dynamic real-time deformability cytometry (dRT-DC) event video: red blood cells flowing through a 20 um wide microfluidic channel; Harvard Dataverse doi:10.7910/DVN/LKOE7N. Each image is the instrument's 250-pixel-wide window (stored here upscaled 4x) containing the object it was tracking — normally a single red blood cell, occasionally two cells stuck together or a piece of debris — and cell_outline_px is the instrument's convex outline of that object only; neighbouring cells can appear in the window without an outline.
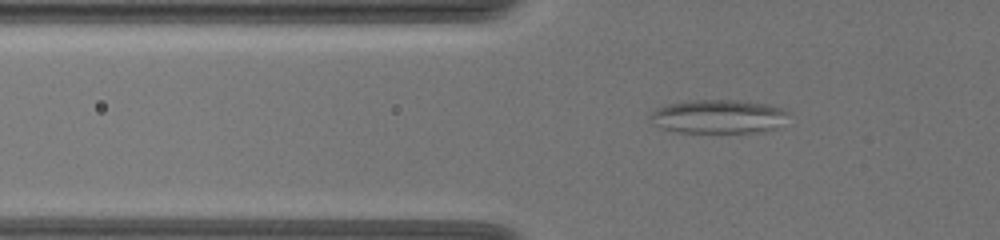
{"species": "common noctule bat (a hibernating species)", "species_latin": "Nyctalus noctula", "temperature_condition": "warm", "stored_images_in_passage": 64, "camera_frame_rate_fps": 3000, "um_per_image_px": 0.085, "animal": {"sex": "female", "body_mass_g": 19.5, "forearm_length_mm": 54.1}, "frame": {"image": 1, "passage_image": 25, "time_ms": 8.0, "image_size_px": [1000, 240], "cell_outline_px": [[792, 112], [776, 128], [764, 132], [676, 132], [652, 124], [648, 116], [656, 108], [664, 104], [688, 100], [736, 100], [768, 104], [784, 108]], "centroid_in_image_um": [61.06, 9.89], "position_along_channel_um": 64.7, "area_um2": 27.57}}
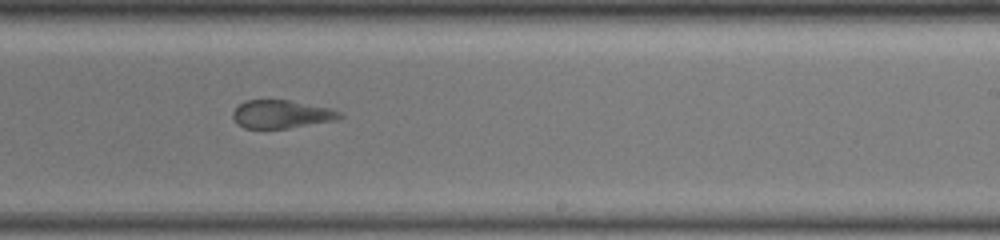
{"frame": {"image": 2, "passage_image": 43, "time_ms": 14.0, "image_size_px": [1000, 240], "cell_outline_px": [[344, 116], [340, 120], [288, 128], [244, 128], [232, 116], [232, 112], [244, 100], [288, 100], [328, 108], [340, 112]], "centroid_in_image_um": [23.96, 9.71], "position_along_channel_um": 265.0, "area_um2": 17.4}}
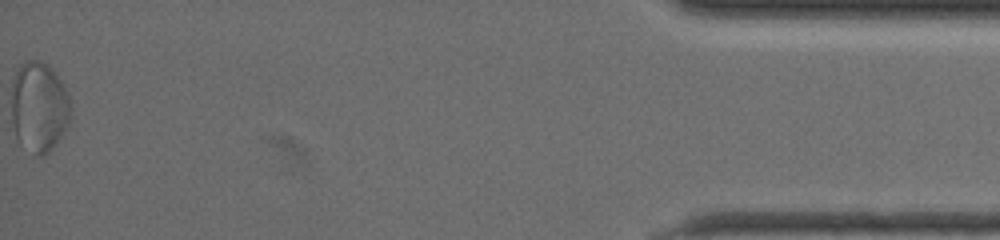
{"frame": {"image": 3, "passage_image": 64, "time_ms": 21.0, "image_size_px": [1000, 240], "cell_outline_px": [[68, 124], [56, 144], [48, 152], [40, 156], [32, 156], [16, 136], [12, 120], [12, 80], [20, 64], [28, 60], [40, 60], [60, 80], [68, 92]], "centroid_in_image_um": [3.28, 9.11], "position_along_channel_um": 431.9, "area_um2": 30.63}, "authors_computed_cell_mechanics": {"area_um2": 26.7903, "velocity_mm_per_s": 3.4985, "shape_relaxation_time_tau1_ms": null, "shape_relaxation_time_tau2_ms": 1.5114, "deformation_change_tau1": null, "deformation_change_tau2": 0.081}}